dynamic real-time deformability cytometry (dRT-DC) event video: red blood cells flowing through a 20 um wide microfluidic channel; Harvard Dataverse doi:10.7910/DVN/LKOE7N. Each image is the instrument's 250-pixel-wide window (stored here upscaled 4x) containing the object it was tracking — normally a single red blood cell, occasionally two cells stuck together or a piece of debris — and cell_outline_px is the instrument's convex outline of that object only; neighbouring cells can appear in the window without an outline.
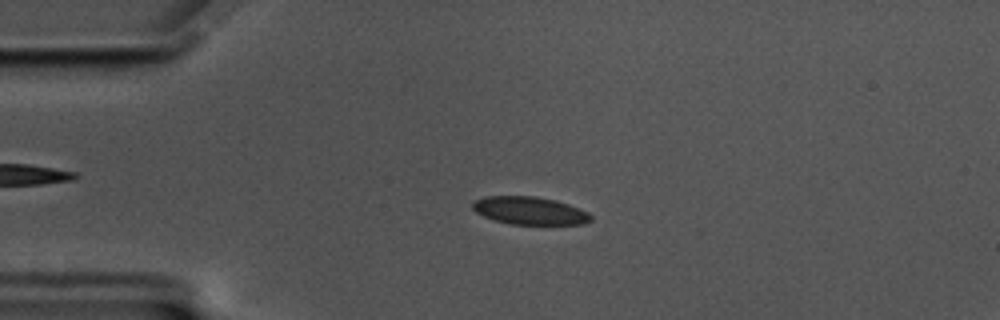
{"species": "common noctule bat (a hibernating species)", "species_latin": "Nyctalus noctula", "temperature_condition": "cold", "stored_images_in_passage": 60, "camera_frame_rate_fps": 3000, "um_per_image_px": 0.085, "animal": {"sex": "male", "body_mass_g": 17.5, "forearm_length_mm": 52.3}, "frame": {"image": 1, "passage_image": 14, "time_ms": 4.333, "image_size_px": [1000, 320], "cell_outline_px": [[592, 220], [584, 224], [512, 224], [496, 220], [484, 216], [476, 212], [472, 208], [472, 200], [484, 196], [536, 196], [556, 200], [580, 208], [588, 212], [592, 216]], "centroid_in_image_um": [45.03, 17.89], "position_along_channel_um": 40.0, "area_um2": 19.25}}
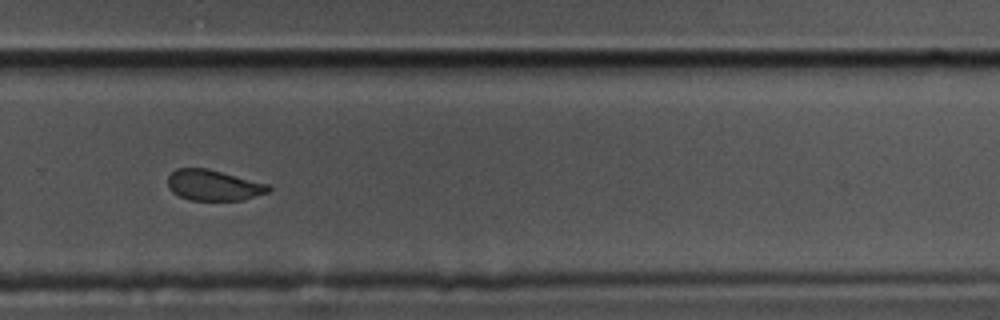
{"frame": {"image": 2, "passage_image": 41, "time_ms": 13.333, "image_size_px": [1000, 320], "cell_outline_px": [[272, 188], [268, 192], [244, 200], [188, 200], [172, 192], [168, 188], [168, 176], [176, 168], [208, 168], [272, 184]], "centroid_in_image_um": [18.19, 15.74], "position_along_channel_um": 311.6, "area_um2": 18.38}}
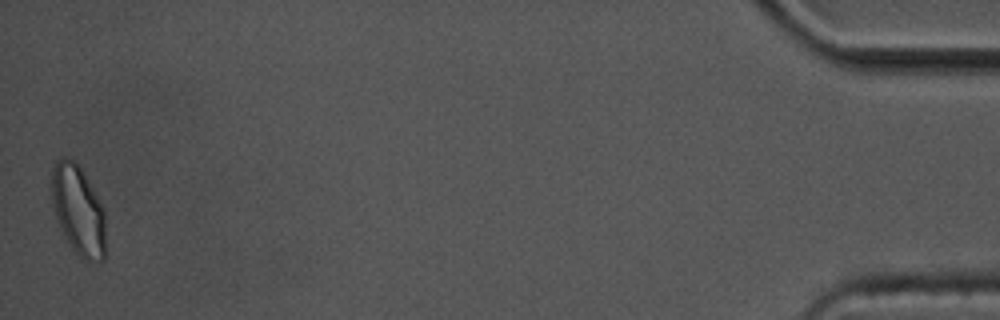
{"frame": {"image": 3, "passage_image": 60, "time_ms": 19.667, "image_size_px": [1000, 320], "cell_outline_px": [[104, 260], [100, 264], [88, 264], [72, 248], [64, 236], [60, 228], [52, 204], [48, 188], [52, 168], [56, 160], [64, 156], [68, 156], [80, 168], [104, 208]], "centroid_in_image_um": [6.61, 17.88], "position_along_channel_um": 428.6, "area_um2": 28.73}, "authors_computed_cell_mechanics": {"area_um2": 19.5942, "velocity_mm_per_s": 3.318, "shape_relaxation_time_tau1_ms": 2.8614, "shape_relaxation_time_tau2_ms": 1.3876, "deformation_change_tau1": 0.0729, "deformation_change_tau2": 0.05}}